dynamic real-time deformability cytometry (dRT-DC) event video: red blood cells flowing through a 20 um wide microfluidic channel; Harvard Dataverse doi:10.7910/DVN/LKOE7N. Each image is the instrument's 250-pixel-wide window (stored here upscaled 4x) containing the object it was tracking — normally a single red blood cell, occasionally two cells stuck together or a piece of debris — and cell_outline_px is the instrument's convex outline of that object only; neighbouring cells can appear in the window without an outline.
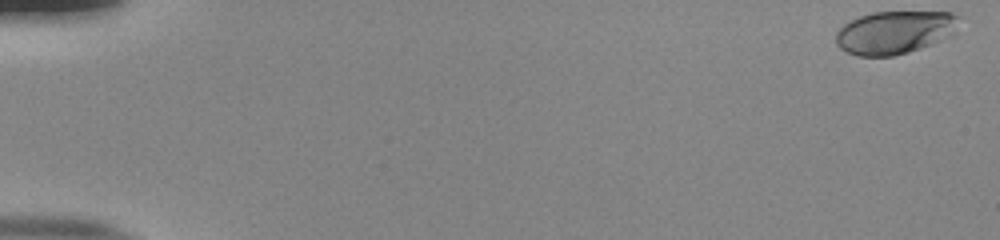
{"species": "human", "species_latin": "Homo sapiens", "temperature_condition": "room temperature", "stored_images_in_passage": 54, "camera_frame_rate_fps": 3000, "um_per_image_px": 0.085, "donor": {"sex": "male"}, "frame": {"image": 1, "passage_image": 1, "time_ms": 0.0, "image_size_px": [1000, 240], "cell_outline_px": [[960, 16], [952, 36], [920, 48], [908, 52], [892, 56], [856, 56], [840, 48], [836, 44], [836, 32], [844, 24], [860, 16], [872, 12], [952, 12]], "centroid_in_image_um": [76.05, 2.75], "position_along_channel_um": 9.0, "area_um2": 30.81}}
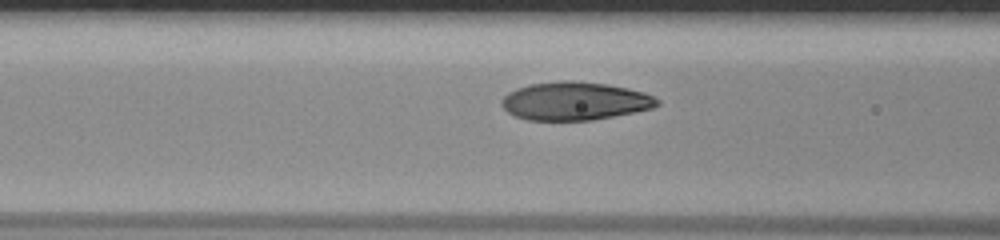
{"frame": {"image": 2, "passage_image": 23, "time_ms": 7.333, "image_size_px": [1000, 240], "cell_outline_px": [[660, 104], [652, 108], [636, 112], [592, 120], [528, 120], [516, 116], [508, 112], [500, 104], [500, 100], [508, 92], [516, 88], [528, 84], [560, 80], [572, 80], [608, 84], [628, 88], [644, 92], [660, 100]], "centroid_in_image_um": [48.85, 8.58], "position_along_channel_um": 117.7, "area_um2": 34.91}}
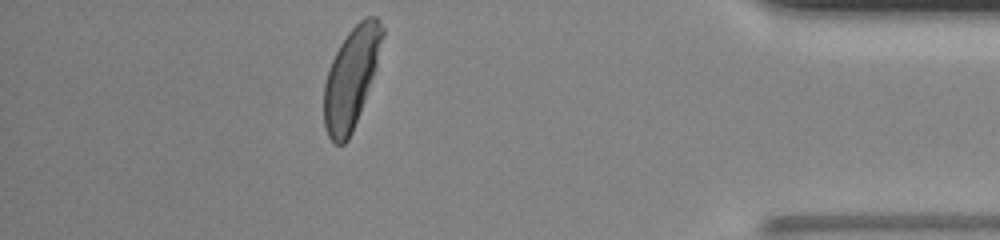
{"frame": {"image": 3, "passage_image": 48, "time_ms": 15.667, "image_size_px": [1000, 240], "cell_outline_px": [[384, 36], [376, 64], [364, 100], [352, 132], [348, 140], [344, 144], [336, 144], [328, 136], [324, 128], [324, 84], [328, 68], [340, 44], [348, 32], [364, 16], [376, 16], [380, 20], [384, 28]], "centroid_in_image_um": [29.83, 6.59], "position_along_channel_um": 405.4, "area_um2": 33.7}, "authors_computed_cell_mechanics": {"area_um2": 34.1598, "velocity_mm_per_s": 3.8965, "shape_relaxation_time_tau1_ms": 3.2283, "shape_relaxation_time_tau2_ms": null, "deformation_change_tau1": 0.1826, "deformation_change_tau2": null}}